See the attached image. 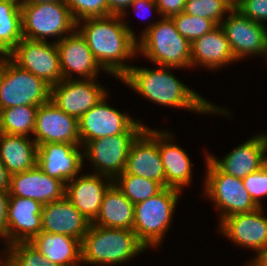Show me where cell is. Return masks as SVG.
Wrapping results in <instances>:
<instances>
[{"instance_id": "30bf717a", "label": "cell", "mask_w": 267, "mask_h": 266, "mask_svg": "<svg viewBox=\"0 0 267 266\" xmlns=\"http://www.w3.org/2000/svg\"><path fill=\"white\" fill-rule=\"evenodd\" d=\"M9 55L15 64L43 79L50 86L63 80L59 51L55 42L23 38Z\"/></svg>"}, {"instance_id": "74e56055", "label": "cell", "mask_w": 267, "mask_h": 266, "mask_svg": "<svg viewBox=\"0 0 267 266\" xmlns=\"http://www.w3.org/2000/svg\"><path fill=\"white\" fill-rule=\"evenodd\" d=\"M186 0H156V5L161 17L171 18L183 12Z\"/></svg>"}, {"instance_id": "8fae6325", "label": "cell", "mask_w": 267, "mask_h": 266, "mask_svg": "<svg viewBox=\"0 0 267 266\" xmlns=\"http://www.w3.org/2000/svg\"><path fill=\"white\" fill-rule=\"evenodd\" d=\"M231 51L237 61L247 56H265L267 61V27L233 9L221 22Z\"/></svg>"}, {"instance_id": "1f68e13d", "label": "cell", "mask_w": 267, "mask_h": 266, "mask_svg": "<svg viewBox=\"0 0 267 266\" xmlns=\"http://www.w3.org/2000/svg\"><path fill=\"white\" fill-rule=\"evenodd\" d=\"M234 7L231 0H186L183 12L196 17L208 18L216 25H220Z\"/></svg>"}, {"instance_id": "60d3db41", "label": "cell", "mask_w": 267, "mask_h": 266, "mask_svg": "<svg viewBox=\"0 0 267 266\" xmlns=\"http://www.w3.org/2000/svg\"><path fill=\"white\" fill-rule=\"evenodd\" d=\"M131 8H134V10H139V11H154V12H156V13H158L159 14V10H158V7H157V5H156V0H135L132 4H131V6H130ZM141 13H143V12H141ZM149 13V12H148ZM136 14L137 15H139L140 13H137L136 12ZM146 14V15H145ZM144 15L147 17V15H149V14H147V13H145ZM141 15H139V17H140ZM142 17H143V15H142ZM145 18V17H144Z\"/></svg>"}, {"instance_id": "cb8c5ba5", "label": "cell", "mask_w": 267, "mask_h": 266, "mask_svg": "<svg viewBox=\"0 0 267 266\" xmlns=\"http://www.w3.org/2000/svg\"><path fill=\"white\" fill-rule=\"evenodd\" d=\"M233 62L237 60L220 25L191 43V68L200 65L214 71Z\"/></svg>"}, {"instance_id": "b9f144b4", "label": "cell", "mask_w": 267, "mask_h": 266, "mask_svg": "<svg viewBox=\"0 0 267 266\" xmlns=\"http://www.w3.org/2000/svg\"><path fill=\"white\" fill-rule=\"evenodd\" d=\"M10 188V174L7 168L0 160V191H9Z\"/></svg>"}, {"instance_id": "f35d334b", "label": "cell", "mask_w": 267, "mask_h": 266, "mask_svg": "<svg viewBox=\"0 0 267 266\" xmlns=\"http://www.w3.org/2000/svg\"><path fill=\"white\" fill-rule=\"evenodd\" d=\"M9 191H0V237L5 239L7 244V205Z\"/></svg>"}, {"instance_id": "83f0119b", "label": "cell", "mask_w": 267, "mask_h": 266, "mask_svg": "<svg viewBox=\"0 0 267 266\" xmlns=\"http://www.w3.org/2000/svg\"><path fill=\"white\" fill-rule=\"evenodd\" d=\"M0 160L10 175L30 170L37 165V144L28 136L0 132Z\"/></svg>"}, {"instance_id": "bcb514c9", "label": "cell", "mask_w": 267, "mask_h": 266, "mask_svg": "<svg viewBox=\"0 0 267 266\" xmlns=\"http://www.w3.org/2000/svg\"><path fill=\"white\" fill-rule=\"evenodd\" d=\"M2 257L0 259V266H11L7 257L6 256H2Z\"/></svg>"}, {"instance_id": "52a82bcc", "label": "cell", "mask_w": 267, "mask_h": 266, "mask_svg": "<svg viewBox=\"0 0 267 266\" xmlns=\"http://www.w3.org/2000/svg\"><path fill=\"white\" fill-rule=\"evenodd\" d=\"M205 157L207 170L204 178V195L210 198L219 210L220 222L230 215L250 213L259 208L251 199L242 179L221 172L207 158V154Z\"/></svg>"}, {"instance_id": "ffe728a7", "label": "cell", "mask_w": 267, "mask_h": 266, "mask_svg": "<svg viewBox=\"0 0 267 266\" xmlns=\"http://www.w3.org/2000/svg\"><path fill=\"white\" fill-rule=\"evenodd\" d=\"M56 45L63 79H75L74 74L79 76L76 79H92L98 77L100 70L104 71L77 30L57 41Z\"/></svg>"}, {"instance_id": "44dd1931", "label": "cell", "mask_w": 267, "mask_h": 266, "mask_svg": "<svg viewBox=\"0 0 267 266\" xmlns=\"http://www.w3.org/2000/svg\"><path fill=\"white\" fill-rule=\"evenodd\" d=\"M82 174L65 184V197L92 222L99 212L106 191L114 180L95 173Z\"/></svg>"}, {"instance_id": "9c48e42d", "label": "cell", "mask_w": 267, "mask_h": 266, "mask_svg": "<svg viewBox=\"0 0 267 266\" xmlns=\"http://www.w3.org/2000/svg\"><path fill=\"white\" fill-rule=\"evenodd\" d=\"M51 86L43 79L19 67L7 64L0 84V110L16 106H39L50 101Z\"/></svg>"}, {"instance_id": "d590c367", "label": "cell", "mask_w": 267, "mask_h": 266, "mask_svg": "<svg viewBox=\"0 0 267 266\" xmlns=\"http://www.w3.org/2000/svg\"><path fill=\"white\" fill-rule=\"evenodd\" d=\"M242 181L251 199L261 208L263 205L261 198L267 197V163L259 170L246 176Z\"/></svg>"}, {"instance_id": "ba28073f", "label": "cell", "mask_w": 267, "mask_h": 266, "mask_svg": "<svg viewBox=\"0 0 267 266\" xmlns=\"http://www.w3.org/2000/svg\"><path fill=\"white\" fill-rule=\"evenodd\" d=\"M107 94L79 119V135L84 147L89 141L123 133H141L145 124L108 105Z\"/></svg>"}, {"instance_id": "7c38bea8", "label": "cell", "mask_w": 267, "mask_h": 266, "mask_svg": "<svg viewBox=\"0 0 267 266\" xmlns=\"http://www.w3.org/2000/svg\"><path fill=\"white\" fill-rule=\"evenodd\" d=\"M140 133H123L89 141L83 148V157L93 166L95 174L114 180L125 171L127 155Z\"/></svg>"}, {"instance_id": "4dcf8cb0", "label": "cell", "mask_w": 267, "mask_h": 266, "mask_svg": "<svg viewBox=\"0 0 267 266\" xmlns=\"http://www.w3.org/2000/svg\"><path fill=\"white\" fill-rule=\"evenodd\" d=\"M114 184L133 204L149 199L164 188L157 181L127 174L125 171L114 179Z\"/></svg>"}, {"instance_id": "f546056e", "label": "cell", "mask_w": 267, "mask_h": 266, "mask_svg": "<svg viewBox=\"0 0 267 266\" xmlns=\"http://www.w3.org/2000/svg\"><path fill=\"white\" fill-rule=\"evenodd\" d=\"M38 106L24 105L0 110V132L9 135H33Z\"/></svg>"}, {"instance_id": "277c9868", "label": "cell", "mask_w": 267, "mask_h": 266, "mask_svg": "<svg viewBox=\"0 0 267 266\" xmlns=\"http://www.w3.org/2000/svg\"><path fill=\"white\" fill-rule=\"evenodd\" d=\"M138 37V55L157 66L191 67V43L177 31L174 21L160 17L143 29Z\"/></svg>"}, {"instance_id": "f1b7e54d", "label": "cell", "mask_w": 267, "mask_h": 266, "mask_svg": "<svg viewBox=\"0 0 267 266\" xmlns=\"http://www.w3.org/2000/svg\"><path fill=\"white\" fill-rule=\"evenodd\" d=\"M22 39L20 2L0 0V54H9Z\"/></svg>"}, {"instance_id": "7a4b0ae2", "label": "cell", "mask_w": 267, "mask_h": 266, "mask_svg": "<svg viewBox=\"0 0 267 266\" xmlns=\"http://www.w3.org/2000/svg\"><path fill=\"white\" fill-rule=\"evenodd\" d=\"M170 69V70H169ZM174 67L159 66L157 69L132 65L120 79L139 95L162 105L193 111L195 113L230 116L228 108L214 105L177 79L171 72Z\"/></svg>"}, {"instance_id": "8992f818", "label": "cell", "mask_w": 267, "mask_h": 266, "mask_svg": "<svg viewBox=\"0 0 267 266\" xmlns=\"http://www.w3.org/2000/svg\"><path fill=\"white\" fill-rule=\"evenodd\" d=\"M20 9L24 39L46 42V37L52 36L58 37L56 43L76 30V21L65 2L20 4Z\"/></svg>"}, {"instance_id": "d4e9b609", "label": "cell", "mask_w": 267, "mask_h": 266, "mask_svg": "<svg viewBox=\"0 0 267 266\" xmlns=\"http://www.w3.org/2000/svg\"><path fill=\"white\" fill-rule=\"evenodd\" d=\"M173 138L170 131L158 130V149L165 172V187L182 191L192 182L193 169L189 155L178 144H174Z\"/></svg>"}, {"instance_id": "d6a6232c", "label": "cell", "mask_w": 267, "mask_h": 266, "mask_svg": "<svg viewBox=\"0 0 267 266\" xmlns=\"http://www.w3.org/2000/svg\"><path fill=\"white\" fill-rule=\"evenodd\" d=\"M11 266H60L50 262L30 242H16L2 250Z\"/></svg>"}, {"instance_id": "6da1fadb", "label": "cell", "mask_w": 267, "mask_h": 266, "mask_svg": "<svg viewBox=\"0 0 267 266\" xmlns=\"http://www.w3.org/2000/svg\"><path fill=\"white\" fill-rule=\"evenodd\" d=\"M76 30L105 73L116 79L132 66L126 60L138 56L137 35L121 15L85 18L76 22Z\"/></svg>"}, {"instance_id": "3957f363", "label": "cell", "mask_w": 267, "mask_h": 266, "mask_svg": "<svg viewBox=\"0 0 267 266\" xmlns=\"http://www.w3.org/2000/svg\"><path fill=\"white\" fill-rule=\"evenodd\" d=\"M147 247L133 230L91 224L81 241V262L90 265H119L145 252Z\"/></svg>"}, {"instance_id": "c3c4849f", "label": "cell", "mask_w": 267, "mask_h": 266, "mask_svg": "<svg viewBox=\"0 0 267 266\" xmlns=\"http://www.w3.org/2000/svg\"><path fill=\"white\" fill-rule=\"evenodd\" d=\"M264 136H265V139H266V143H267V134H264Z\"/></svg>"}, {"instance_id": "484cf974", "label": "cell", "mask_w": 267, "mask_h": 266, "mask_svg": "<svg viewBox=\"0 0 267 266\" xmlns=\"http://www.w3.org/2000/svg\"><path fill=\"white\" fill-rule=\"evenodd\" d=\"M134 214V204L113 183L106 191L99 212L91 224L133 230Z\"/></svg>"}, {"instance_id": "836d02e7", "label": "cell", "mask_w": 267, "mask_h": 266, "mask_svg": "<svg viewBox=\"0 0 267 266\" xmlns=\"http://www.w3.org/2000/svg\"><path fill=\"white\" fill-rule=\"evenodd\" d=\"M172 20L175 23L177 31L181 36L193 43L205 33L210 32L217 25L208 18L188 15L184 12L173 15Z\"/></svg>"}, {"instance_id": "5b68a950", "label": "cell", "mask_w": 267, "mask_h": 266, "mask_svg": "<svg viewBox=\"0 0 267 266\" xmlns=\"http://www.w3.org/2000/svg\"><path fill=\"white\" fill-rule=\"evenodd\" d=\"M181 192L173 187H164L149 199L134 204L133 231L147 249L161 245Z\"/></svg>"}, {"instance_id": "603a6c76", "label": "cell", "mask_w": 267, "mask_h": 266, "mask_svg": "<svg viewBox=\"0 0 267 266\" xmlns=\"http://www.w3.org/2000/svg\"><path fill=\"white\" fill-rule=\"evenodd\" d=\"M42 231L63 234L82 241L91 222L64 197L42 207Z\"/></svg>"}, {"instance_id": "7402d4cb", "label": "cell", "mask_w": 267, "mask_h": 266, "mask_svg": "<svg viewBox=\"0 0 267 266\" xmlns=\"http://www.w3.org/2000/svg\"><path fill=\"white\" fill-rule=\"evenodd\" d=\"M9 196L31 198L45 205L65 197V184L36 165L30 170L10 175Z\"/></svg>"}, {"instance_id": "9a60e30c", "label": "cell", "mask_w": 267, "mask_h": 266, "mask_svg": "<svg viewBox=\"0 0 267 266\" xmlns=\"http://www.w3.org/2000/svg\"><path fill=\"white\" fill-rule=\"evenodd\" d=\"M125 172L159 182L165 187V172L158 149V129L146 128L133 141Z\"/></svg>"}, {"instance_id": "d6986e66", "label": "cell", "mask_w": 267, "mask_h": 266, "mask_svg": "<svg viewBox=\"0 0 267 266\" xmlns=\"http://www.w3.org/2000/svg\"><path fill=\"white\" fill-rule=\"evenodd\" d=\"M42 207L37 200L9 196L6 247L16 242H30L42 232Z\"/></svg>"}, {"instance_id": "4316f807", "label": "cell", "mask_w": 267, "mask_h": 266, "mask_svg": "<svg viewBox=\"0 0 267 266\" xmlns=\"http://www.w3.org/2000/svg\"><path fill=\"white\" fill-rule=\"evenodd\" d=\"M30 243L50 262L60 266H80L82 264L81 241L76 238L42 231Z\"/></svg>"}, {"instance_id": "ee69618b", "label": "cell", "mask_w": 267, "mask_h": 266, "mask_svg": "<svg viewBox=\"0 0 267 266\" xmlns=\"http://www.w3.org/2000/svg\"><path fill=\"white\" fill-rule=\"evenodd\" d=\"M10 60L11 57L9 54H0V84L2 83L7 64Z\"/></svg>"}, {"instance_id": "f6af8a7d", "label": "cell", "mask_w": 267, "mask_h": 266, "mask_svg": "<svg viewBox=\"0 0 267 266\" xmlns=\"http://www.w3.org/2000/svg\"><path fill=\"white\" fill-rule=\"evenodd\" d=\"M65 0H22L20 4H40L50 2H64Z\"/></svg>"}, {"instance_id": "2e32d148", "label": "cell", "mask_w": 267, "mask_h": 266, "mask_svg": "<svg viewBox=\"0 0 267 266\" xmlns=\"http://www.w3.org/2000/svg\"><path fill=\"white\" fill-rule=\"evenodd\" d=\"M263 208L224 218L218 226V232L234 244L251 248L256 251V255L259 254L267 247V217L264 216Z\"/></svg>"}, {"instance_id": "e575fe53", "label": "cell", "mask_w": 267, "mask_h": 266, "mask_svg": "<svg viewBox=\"0 0 267 266\" xmlns=\"http://www.w3.org/2000/svg\"><path fill=\"white\" fill-rule=\"evenodd\" d=\"M74 20L108 16L107 0H65Z\"/></svg>"}, {"instance_id": "7dc6e473", "label": "cell", "mask_w": 267, "mask_h": 266, "mask_svg": "<svg viewBox=\"0 0 267 266\" xmlns=\"http://www.w3.org/2000/svg\"><path fill=\"white\" fill-rule=\"evenodd\" d=\"M234 4L238 1V0H231Z\"/></svg>"}, {"instance_id": "8d00e7d4", "label": "cell", "mask_w": 267, "mask_h": 266, "mask_svg": "<svg viewBox=\"0 0 267 266\" xmlns=\"http://www.w3.org/2000/svg\"><path fill=\"white\" fill-rule=\"evenodd\" d=\"M243 16L254 22H267V0H238L235 4Z\"/></svg>"}, {"instance_id": "5bb4252c", "label": "cell", "mask_w": 267, "mask_h": 266, "mask_svg": "<svg viewBox=\"0 0 267 266\" xmlns=\"http://www.w3.org/2000/svg\"><path fill=\"white\" fill-rule=\"evenodd\" d=\"M33 136L37 146L44 143L81 145L78 119L51 101L38 106Z\"/></svg>"}, {"instance_id": "7bdbcfd3", "label": "cell", "mask_w": 267, "mask_h": 266, "mask_svg": "<svg viewBox=\"0 0 267 266\" xmlns=\"http://www.w3.org/2000/svg\"><path fill=\"white\" fill-rule=\"evenodd\" d=\"M248 263H251L252 266H267V247L257 254L256 257L251 258V261Z\"/></svg>"}, {"instance_id": "ab89813d", "label": "cell", "mask_w": 267, "mask_h": 266, "mask_svg": "<svg viewBox=\"0 0 267 266\" xmlns=\"http://www.w3.org/2000/svg\"><path fill=\"white\" fill-rule=\"evenodd\" d=\"M135 0H107L108 2V16L109 15H121L122 18H126L127 9ZM129 7V8H128Z\"/></svg>"}, {"instance_id": "4fadbf2b", "label": "cell", "mask_w": 267, "mask_h": 266, "mask_svg": "<svg viewBox=\"0 0 267 266\" xmlns=\"http://www.w3.org/2000/svg\"><path fill=\"white\" fill-rule=\"evenodd\" d=\"M96 80L98 79H63L51 86L50 101L68 115L79 119L109 94Z\"/></svg>"}, {"instance_id": "ac0fdd59", "label": "cell", "mask_w": 267, "mask_h": 266, "mask_svg": "<svg viewBox=\"0 0 267 266\" xmlns=\"http://www.w3.org/2000/svg\"><path fill=\"white\" fill-rule=\"evenodd\" d=\"M208 153L207 158L221 172L240 179H244L267 163V143L263 133L249 138L221 159Z\"/></svg>"}, {"instance_id": "e0dca14e", "label": "cell", "mask_w": 267, "mask_h": 266, "mask_svg": "<svg viewBox=\"0 0 267 266\" xmlns=\"http://www.w3.org/2000/svg\"><path fill=\"white\" fill-rule=\"evenodd\" d=\"M83 158L82 145L44 143L37 146V166L64 184L80 174Z\"/></svg>"}]
</instances>
